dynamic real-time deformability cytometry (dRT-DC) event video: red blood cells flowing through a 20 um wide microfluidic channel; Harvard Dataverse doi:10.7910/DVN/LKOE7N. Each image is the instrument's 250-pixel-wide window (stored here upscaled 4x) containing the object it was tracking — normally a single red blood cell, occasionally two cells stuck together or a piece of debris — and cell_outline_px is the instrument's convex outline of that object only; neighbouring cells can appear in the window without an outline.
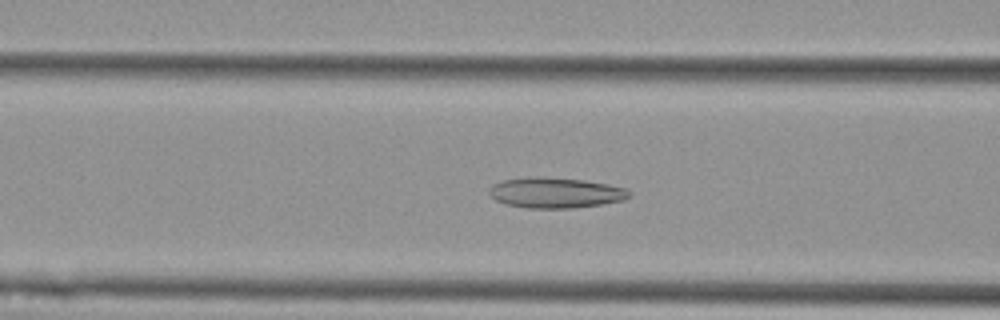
{"species": "Egyptian fruit bat (a non-hibernating species)", "species_latin": "Rousettus aegyptiacus", "temperature_condition": "cold", "stored_images_in_passage": 57, "camera_frame_rate_fps": 3000, "um_per_image_px": 0.085, "animal": {"sex": "female"}, "frame": {"image": 1, "passage_image": 23, "time_ms": 7.333, "image_size_px": [1000, 320], "cell_outline_px": [[632, 192], [624, 200], [576, 208], [528, 208], [508, 204], [496, 200], [488, 192], [488, 188], [492, 184], [504, 180], [536, 176], [540, 176], [584, 180], [608, 184], [624, 188]], "centroid_in_image_um": [47.21, 16.38], "position_along_channel_um": 119.4, "area_um2": 24.8}}
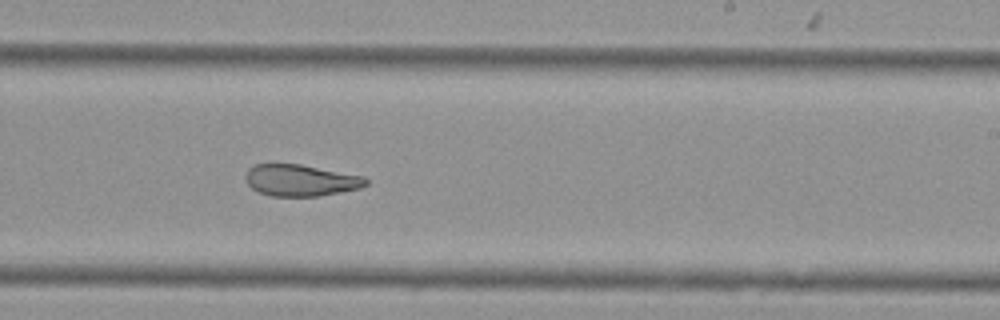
{"frame": {"image": 2, "passage_image": 35, "time_ms": 11.333, "image_size_px": [1000, 320], "cell_outline_px": [[368, 184], [360, 188], [316, 196], [268, 196], [252, 188], [244, 180], [244, 176], [248, 168], [256, 164], [272, 160], [276, 160], [300, 164], [364, 176], [368, 180]], "centroid_in_image_um": [25.46, 15.27], "position_along_channel_um": 263.5, "area_um2": 22.83}}
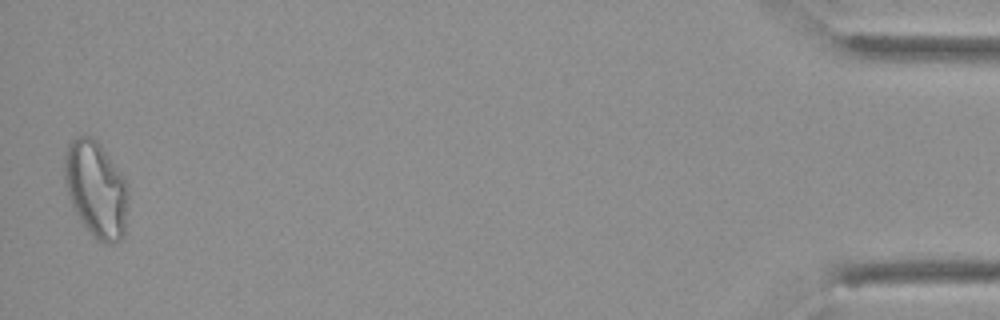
{"frame": {"image": 3, "passage_image": 56, "time_ms": 18.333, "image_size_px": [1000, 320], "cell_outline_px": [[128, 204], [124, 236], [120, 240], [108, 244], [104, 244], [96, 240], [80, 220], [68, 196], [64, 184], [64, 156], [68, 144], [76, 136], [92, 136], [100, 144], [124, 176], [128, 188]], "centroid_in_image_um": [8.17, 16.09], "position_along_channel_um": 427.0, "area_um2": 36.13}, "authors_computed_cell_mechanics": {"area_um2": 28.4376, "velocity_mm_per_s": 3.6114, "shape_relaxation_time_tau1_ms": null, "shape_relaxation_time_tau2_ms": 2.157, "deformation_change_tau1": null, "deformation_change_tau2": 0.0945}}